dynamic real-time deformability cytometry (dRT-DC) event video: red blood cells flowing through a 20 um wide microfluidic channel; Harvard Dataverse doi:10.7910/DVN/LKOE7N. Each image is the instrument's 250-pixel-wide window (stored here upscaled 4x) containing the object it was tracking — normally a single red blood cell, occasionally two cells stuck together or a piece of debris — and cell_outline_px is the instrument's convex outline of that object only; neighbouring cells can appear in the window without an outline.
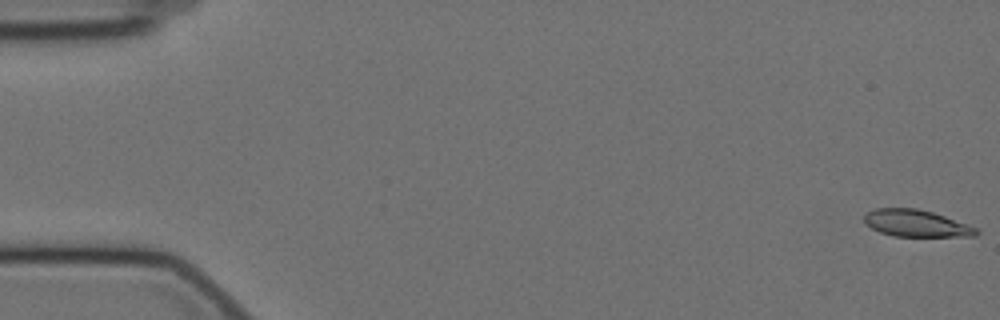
{"species": "Egyptian fruit bat (a non-hibernating species)", "species_latin": "Rousettus aegyptiacus", "temperature_condition": "cold", "stored_images_in_passage": 58, "camera_frame_rate_fps": 3000, "um_per_image_px": 0.085, "animal": {"sex": "female"}, "frame": {"image": 1, "passage_image": 1, "time_ms": 0.0, "image_size_px": [1000, 320], "cell_outline_px": [[980, 232], [976, 236], [892, 236], [880, 232], [872, 228], [864, 220], [864, 216], [868, 212], [876, 208], [916, 208], [932, 212], [944, 216], [976, 228]], "centroid_in_image_um": [77.86, 18.98], "position_along_channel_um": 7.1, "area_um2": 17.28}}
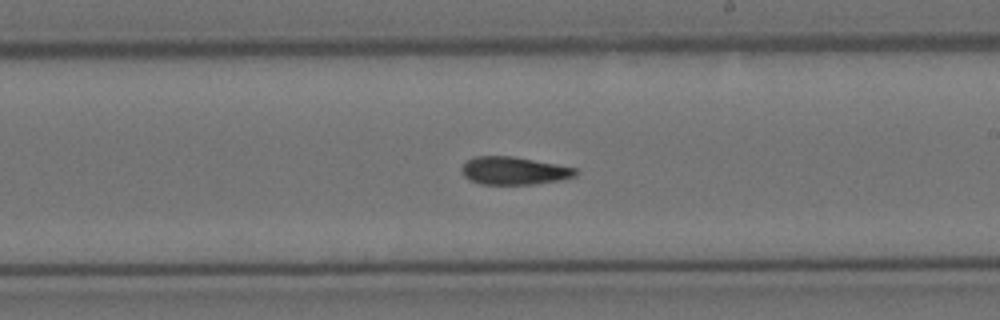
{"frame": {"image": 2, "passage_image": 34, "time_ms": 11.0, "image_size_px": [1000, 320], "cell_outline_px": [[580, 172], [576, 176], [560, 180], [532, 184], [480, 184], [468, 180], [460, 172], [460, 168], [468, 160], [476, 156], [512, 156], [556, 164], [576, 168]], "centroid_in_image_um": [43.67, 14.51], "position_along_channel_um": 245.3, "area_um2": 18.55}}
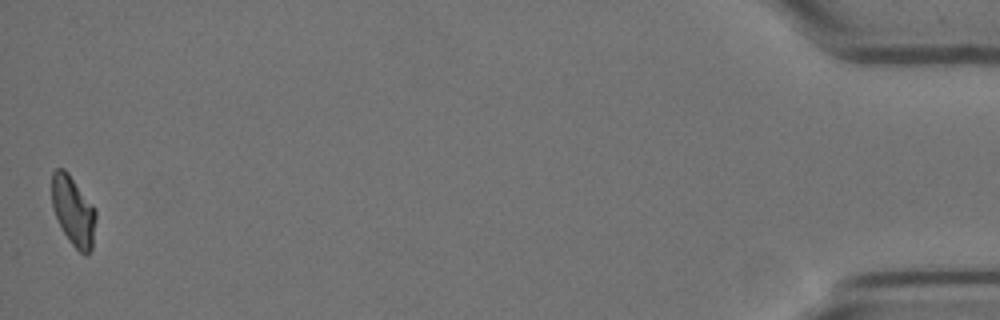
{"frame": {"image": 3, "passage_image": 58, "time_ms": 19.0, "image_size_px": [1000, 320], "cell_outline_px": [[96, 220], [92, 248], [84, 256], [72, 244], [64, 232], [56, 216], [52, 204], [52, 172], [56, 168], [64, 168], [68, 172], [96, 208]], "centroid_in_image_um": [6.25, 17.9], "position_along_channel_um": 429.0, "area_um2": 17.8}, "authors_computed_cell_mechanics": {"area_um2": 18.7272, "velocity_mm_per_s": 3.4752, "shape_relaxation_time_tau1_ms": null, "shape_relaxation_time_tau2_ms": 6.6747, "deformation_change_tau1": null, "deformation_change_tau2": 0.1155}}